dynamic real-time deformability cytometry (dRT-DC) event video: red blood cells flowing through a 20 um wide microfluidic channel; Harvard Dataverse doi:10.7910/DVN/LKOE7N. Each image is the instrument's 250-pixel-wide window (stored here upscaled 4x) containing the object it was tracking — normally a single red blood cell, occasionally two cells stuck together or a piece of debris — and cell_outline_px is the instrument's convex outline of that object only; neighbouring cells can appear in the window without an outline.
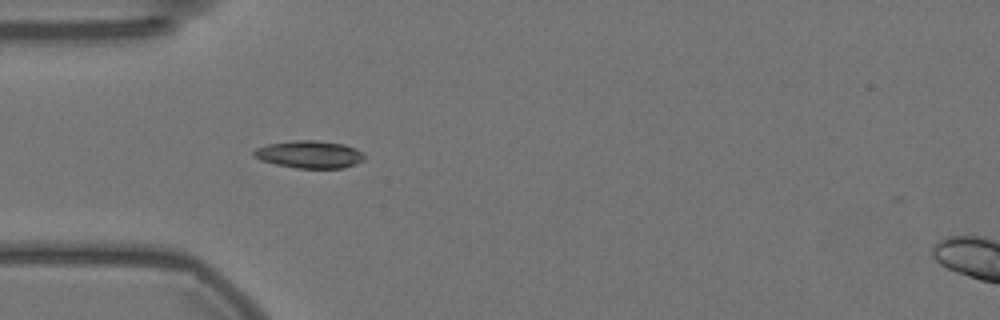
{"species": "Egyptian fruit bat (a non-hibernating species)", "species_latin": "Rousettus aegyptiacus", "temperature_condition": "warm", "stored_images_in_passage": 2, "camera_frame_rate_fps": 3000, "um_per_image_px": 0.085, "animal": {"sex": "female"}, "frame": {"image": 1, "passage_image": 1, "time_ms": 0.0, "image_size_px": [1000, 320], "cell_outline_px": [[364, 160], [356, 164], [344, 168], [296, 168], [276, 164], [260, 160], [252, 152], [256, 148], [268, 144], [296, 140], [316, 140], [344, 144], [356, 148], [364, 156]], "centroid_in_image_um": [26.32, 13.12], "position_along_channel_um": 58.7, "area_um2": 17.63}}